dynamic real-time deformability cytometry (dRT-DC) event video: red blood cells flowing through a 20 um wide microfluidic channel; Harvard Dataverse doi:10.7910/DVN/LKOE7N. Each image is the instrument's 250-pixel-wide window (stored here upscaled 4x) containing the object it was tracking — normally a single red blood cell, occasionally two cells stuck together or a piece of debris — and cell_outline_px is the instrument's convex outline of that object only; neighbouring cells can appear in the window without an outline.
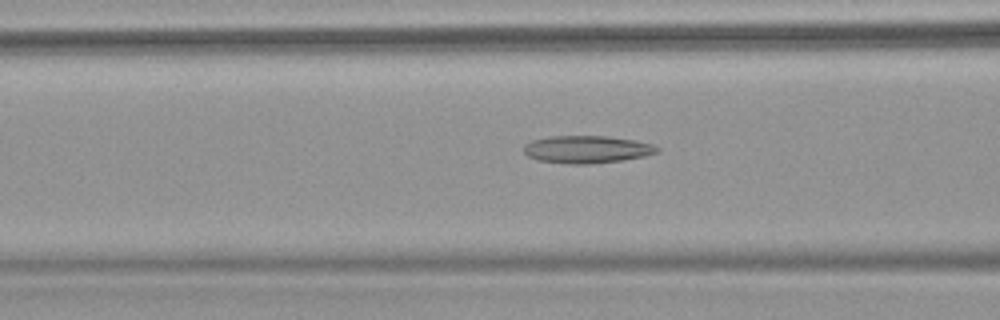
{"species": "common noctule bat (a hibernating species)", "species_latin": "Nyctalus noctula", "temperature_condition": "warm", "stored_images_in_passage": 66, "camera_frame_rate_fps": 3000, "um_per_image_px": 0.085, "animal": {"sex": "female", "body_mass_g": 18.4}, "frame": {"image": 1, "passage_image": 28, "time_ms": 9.0, "image_size_px": [1000, 320], "cell_outline_px": [[660, 152], [644, 156], [624, 160], [588, 164], [568, 164], [536, 160], [528, 156], [524, 152], [524, 144], [532, 140], [548, 136], [608, 136], [636, 140], [652, 144], [660, 148]], "centroid_in_image_um": [49.89, 12.69], "position_along_channel_um": 116.7, "area_um2": 21.62}}
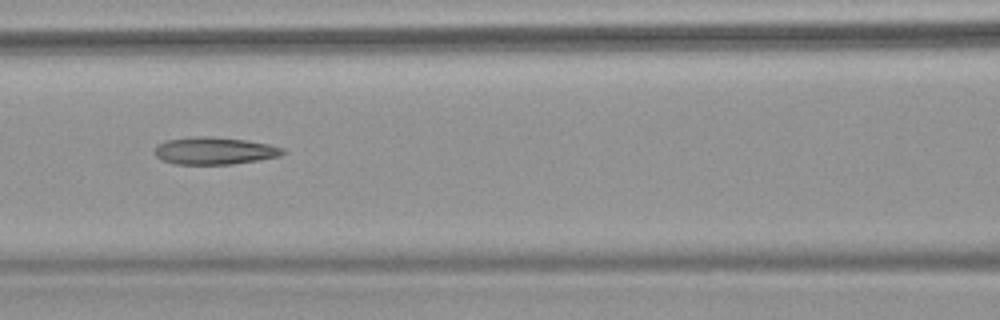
{"frame": {"image": 2, "passage_image": 31, "time_ms": 10.0, "image_size_px": [1000, 320], "cell_outline_px": [[288, 152], [280, 156], [260, 160], [232, 164], [176, 164], [160, 160], [152, 152], [156, 144], [168, 140], [192, 136], [212, 136], [248, 140], [268, 144], [284, 148]], "centroid_in_image_um": [18.22, 12.81], "position_along_channel_um": 148.4, "area_um2": 20.81}}
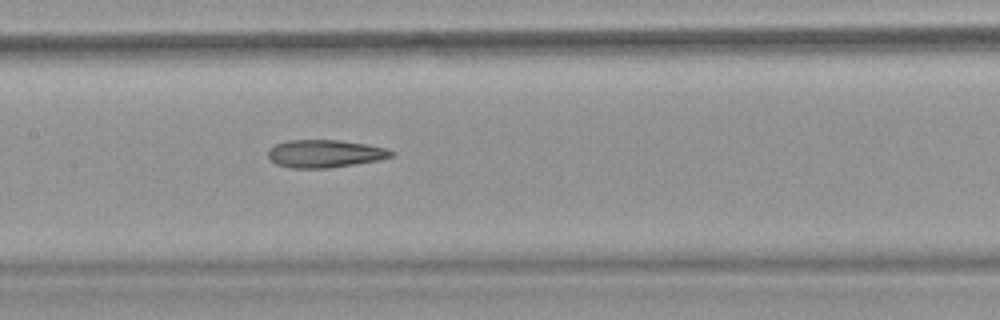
{"frame": {"image": 3, "passage_image": 34, "time_ms": 11.0, "image_size_px": [1000, 320], "cell_outline_px": [[396, 152], [392, 156], [380, 160], [328, 168], [292, 168], [276, 164], [268, 156], [268, 148], [276, 144], [288, 140], [340, 140], [364, 144], [384, 148]], "centroid_in_image_um": [27.6, 13.06], "position_along_channel_um": 179.8, "area_um2": 19.83}}